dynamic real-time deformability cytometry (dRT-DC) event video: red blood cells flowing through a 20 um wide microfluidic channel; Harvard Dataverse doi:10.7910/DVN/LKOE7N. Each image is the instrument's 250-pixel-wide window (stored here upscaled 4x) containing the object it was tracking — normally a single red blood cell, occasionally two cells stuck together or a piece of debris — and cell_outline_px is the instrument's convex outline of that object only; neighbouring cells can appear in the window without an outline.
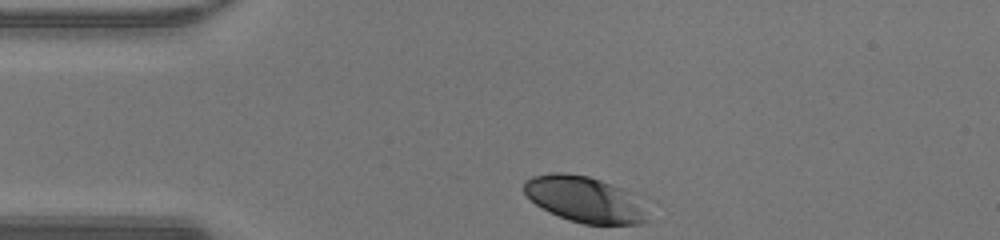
{"species": "human", "species_latin": "Homo sapiens", "temperature_condition": "warm", "stored_images_in_passage": 29, "camera_frame_rate_fps": 3000, "um_per_image_px": 0.085, "donor": {"sex": "male"}, "frame": {"image": 1, "passage_image": 1, "time_ms": 0.0, "image_size_px": [1000, 240], "cell_outline_px": [[652, 200], [648, 220], [640, 224], [584, 224], [568, 220], [548, 212], [536, 204], [524, 192], [524, 180], [532, 176], [552, 172], [564, 172], [588, 176], [648, 196]], "centroid_in_image_um": [49.91, 16.95], "position_along_channel_um": 35.1, "area_um2": 34.74}}
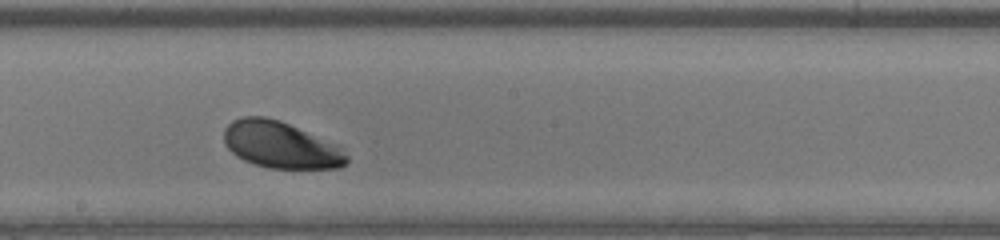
{"frame": {"image": 2, "passage_image": 17, "time_ms": 5.333, "image_size_px": [1000, 240], "cell_outline_px": [[348, 164], [340, 168], [268, 168], [244, 160], [236, 156], [224, 144], [224, 128], [232, 120], [244, 116], [264, 116], [280, 120], [340, 148], [348, 156]], "centroid_in_image_um": [23.8, 12.32], "position_along_channel_um": 224.4, "area_um2": 32.89}}
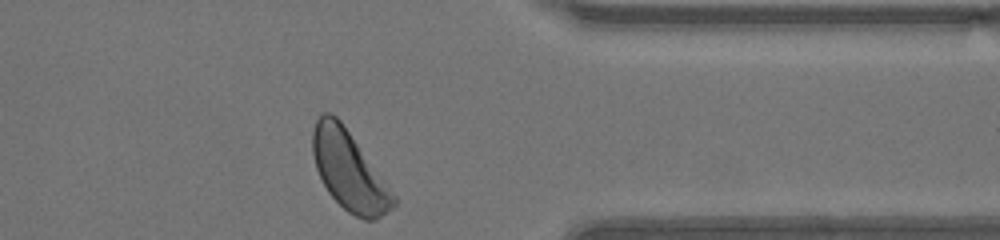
{"frame": {"image": 3, "passage_image": 29, "time_ms": 9.333, "image_size_px": [1000, 240], "cell_outline_px": [[396, 204], [392, 208], [376, 220], [364, 220], [348, 212], [328, 192], [316, 168], [312, 152], [312, 132], [316, 120], [324, 112], [332, 112], [340, 120], [396, 196]], "centroid_in_image_um": [29.66, 14.51], "position_along_channel_um": 381.7, "area_um2": 36.7}, "authors_computed_cell_mechanics": {"area_um2": 34.3332, "velocity_mm_per_s": 4.2592, "shape_relaxation_time_tau1_ms": 0.9486, "shape_relaxation_time_tau2_ms": null, "deformation_change_tau1": 0.0889, "deformation_change_tau2": null}}